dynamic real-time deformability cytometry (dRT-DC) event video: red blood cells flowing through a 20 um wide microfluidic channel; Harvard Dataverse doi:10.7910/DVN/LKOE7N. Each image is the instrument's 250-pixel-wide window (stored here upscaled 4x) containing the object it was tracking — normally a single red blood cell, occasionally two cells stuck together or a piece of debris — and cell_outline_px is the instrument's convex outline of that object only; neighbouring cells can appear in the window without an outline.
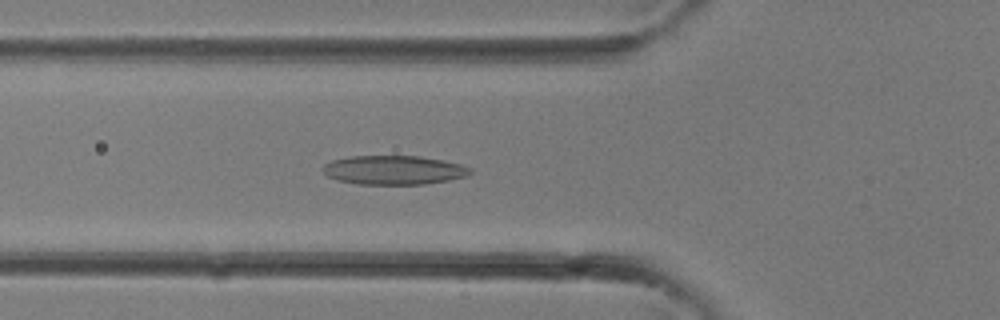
{"species": "common noctule bat (a hibernating species)", "species_latin": "Nyctalus noctula", "temperature_condition": "room temperature", "stored_images_in_passage": 33, "camera_frame_rate_fps": 3000, "um_per_image_px": 0.085, "animal": {"sex": "female"}, "frame": {"image": 1, "passage_image": 12, "time_ms": 3.667, "image_size_px": [1000, 320], "cell_outline_px": [[472, 172], [468, 176], [448, 180], [424, 184], [356, 184], [336, 180], [328, 176], [320, 168], [324, 164], [332, 160], [348, 156], [420, 156], [444, 160], [460, 164], [472, 168]], "centroid_in_image_um": [33.46, 14.45], "position_along_channel_um": 92.3, "area_um2": 25.14}}
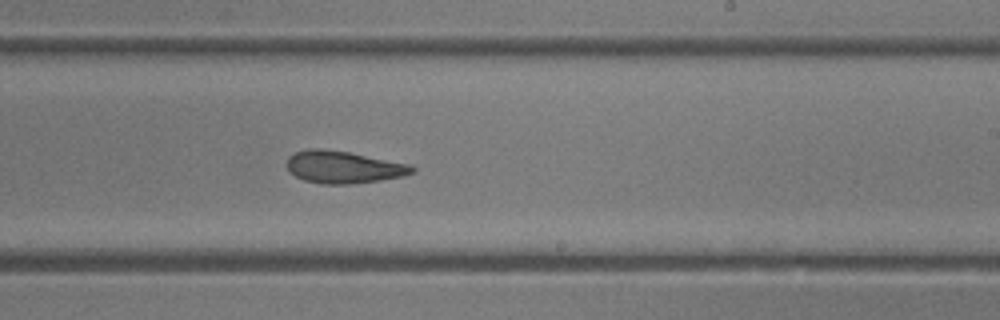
{"frame": {"image": 2, "passage_image": 20, "time_ms": 6.333, "image_size_px": [1000, 320], "cell_outline_px": [[416, 172], [404, 176], [380, 180], [348, 184], [320, 184], [304, 180], [296, 176], [288, 168], [288, 156], [296, 152], [308, 148], [320, 148], [348, 152], [412, 164], [416, 168]], "centroid_in_image_um": [29.24, 14.2], "position_along_channel_um": 259.8, "area_um2": 23.58}}
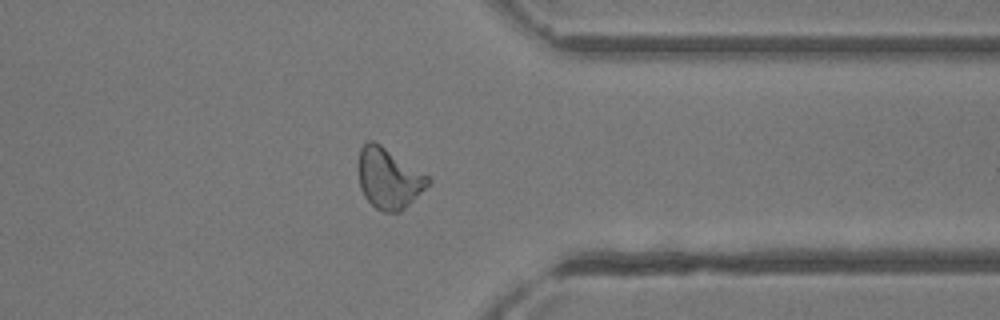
{"frame": {"image": 3, "passage_image": 26, "time_ms": 8.333, "image_size_px": [1000, 320], "cell_outline_px": [[432, 180], [400, 212], [384, 212], [376, 208], [364, 196], [360, 188], [356, 164], [360, 148], [368, 140], [372, 140], [380, 144], [428, 176]], "centroid_in_image_um": [32.97, 15.14], "position_along_channel_um": 378.4, "area_um2": 24.39}}